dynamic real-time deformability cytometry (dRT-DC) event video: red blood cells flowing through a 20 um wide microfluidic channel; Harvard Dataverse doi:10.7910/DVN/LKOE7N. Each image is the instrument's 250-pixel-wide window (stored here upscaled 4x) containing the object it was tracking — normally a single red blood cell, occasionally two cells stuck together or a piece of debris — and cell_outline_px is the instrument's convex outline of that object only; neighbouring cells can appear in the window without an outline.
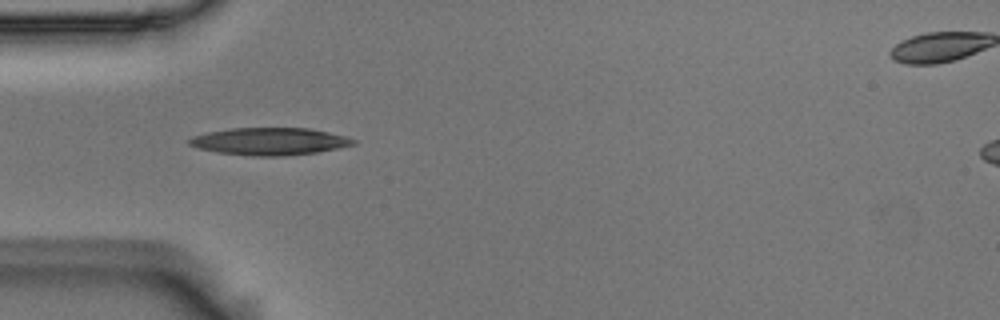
{"species": "Egyptian fruit bat (a non-hibernating species)", "species_latin": "Rousettus aegyptiacus", "temperature_condition": "room temperature", "stored_images_in_passage": 5, "camera_frame_rate_fps": 3000, "um_per_image_px": 0.085, "animal": {"sex": "male"}, "frame": {"image": 1, "passage_image": 5, "time_ms": 1.333, "image_size_px": [1000, 320], "cell_outline_px": [[356, 144], [316, 152], [284, 156], [252, 156], [216, 152], [200, 148], [188, 144], [188, 140], [192, 136], [208, 132], [232, 128], [308, 128], [328, 132], [344, 136], [356, 140]], "centroid_in_image_um": [22.89, 12.02], "position_along_channel_um": 62.1, "area_um2": 25.95}}